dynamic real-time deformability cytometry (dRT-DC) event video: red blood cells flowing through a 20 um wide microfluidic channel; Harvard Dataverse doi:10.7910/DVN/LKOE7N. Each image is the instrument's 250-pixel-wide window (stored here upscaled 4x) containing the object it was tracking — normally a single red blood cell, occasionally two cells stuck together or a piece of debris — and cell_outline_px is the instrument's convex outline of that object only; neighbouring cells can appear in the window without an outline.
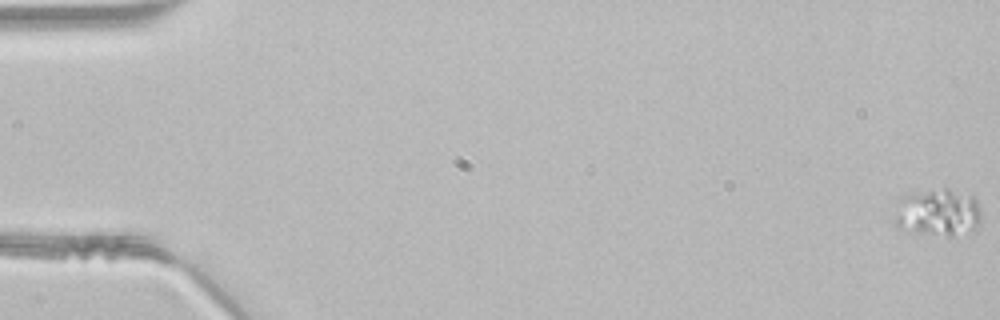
{"species": "common noctule bat (a hibernating species)", "species_latin": "Nyctalus noctula", "temperature_condition": "room temperature", "stored_images_in_passage": 49, "camera_frame_rate_fps": 3000, "um_per_image_px": 0.085, "animal": {"sex": "male", "body_mass_g": 21.5, "forearm_length_mm": 52.0}, "frame": {"image": 1, "passage_image": 1, "time_ms": 0.0, "image_size_px": [1000, 320], "cell_outline_px": [[980, 220], [976, 232], [952, 236], [948, 236], [916, 232], [896, 228], [892, 224], [896, 196], [944, 188], [948, 188], [972, 192], [980, 208]], "centroid_in_image_um": [79.7, 18.05], "position_along_channel_um": 5.3, "area_um2": 25.2}}
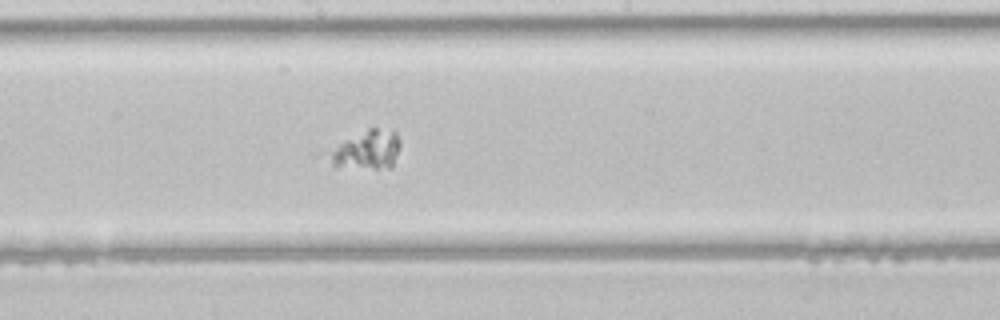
{"frame": {"image": 2, "passage_image": 27, "time_ms": 8.667, "image_size_px": [1000, 320], "cell_outline_px": [[400, 144], [392, 164], [388, 168], [336, 168], [324, 156], [328, 152], [340, 144], [368, 128], [376, 128], [396, 132]], "centroid_in_image_um": [31.12, 12.78], "position_along_channel_um": 217.1, "area_um2": 15.9}}
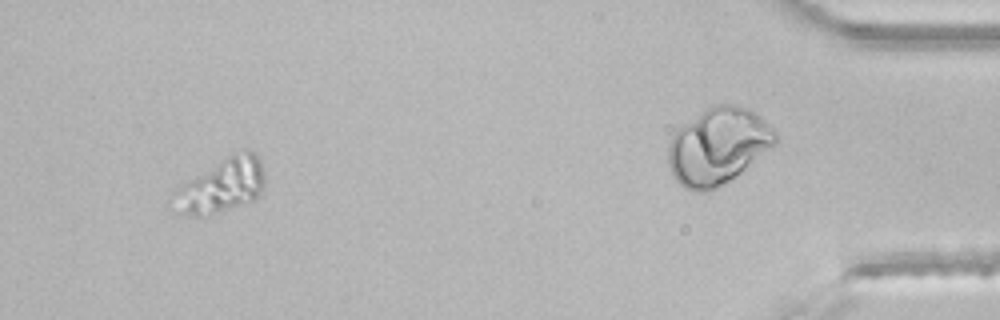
{"frame": {"image": 3, "passage_image": 46, "time_ms": 15.0, "image_size_px": [1000, 320], "cell_outline_px": [[264, 184], [256, 200], [216, 212], [200, 216], [188, 216], [176, 212], [176, 184], [232, 152], [240, 148], [248, 148], [260, 160], [264, 172]], "centroid_in_image_um": [18.82, 15.71], "position_along_channel_um": 416.4, "area_um2": 29.3}}